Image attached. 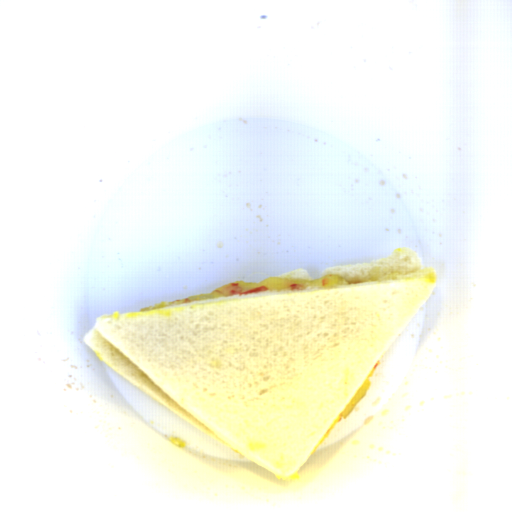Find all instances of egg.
Returning a JSON list of instances; mask_svg holds the SVG:
<instances>
[{
    "label": "egg",
    "mask_w": 512,
    "mask_h": 512,
    "mask_svg": "<svg viewBox=\"0 0 512 512\" xmlns=\"http://www.w3.org/2000/svg\"><path fill=\"white\" fill-rule=\"evenodd\" d=\"M233 283H238L244 293L255 287H266L268 288L267 291H292V284L303 285L302 290H310L316 287L343 286L349 284V280L333 273L316 279L269 276L261 282H243L239 280Z\"/></svg>",
    "instance_id": "egg-1"
},
{
    "label": "egg",
    "mask_w": 512,
    "mask_h": 512,
    "mask_svg": "<svg viewBox=\"0 0 512 512\" xmlns=\"http://www.w3.org/2000/svg\"><path fill=\"white\" fill-rule=\"evenodd\" d=\"M375 373V368H372L371 371L368 373V375L366 376V378L363 380V382L361 383V385L358 387V389L355 391V393L353 394V396L350 398V400L348 401V403L345 405V407L343 408V410L340 412V414L338 415V417L335 419V421L333 422V424L330 426V428L327 430V432L325 433V435L322 437V439L320 440V442L317 444L320 445L326 438L327 436L330 434V432L332 431L333 427L335 426V424L343 419H345L350 413L351 411L362 401V399L366 396L369 388H370V385H371V381H370V378L374 375ZM316 446V447H317Z\"/></svg>",
    "instance_id": "egg-2"
},
{
    "label": "egg",
    "mask_w": 512,
    "mask_h": 512,
    "mask_svg": "<svg viewBox=\"0 0 512 512\" xmlns=\"http://www.w3.org/2000/svg\"><path fill=\"white\" fill-rule=\"evenodd\" d=\"M228 284H230V283H228ZM228 284H225V285L215 288L211 293H208L205 295L187 297V298L190 300V302H193V301H205V300H210V299H214V298L224 297V296H226L225 288Z\"/></svg>",
    "instance_id": "egg-3"
},
{
    "label": "egg",
    "mask_w": 512,
    "mask_h": 512,
    "mask_svg": "<svg viewBox=\"0 0 512 512\" xmlns=\"http://www.w3.org/2000/svg\"><path fill=\"white\" fill-rule=\"evenodd\" d=\"M185 299H176V300H173V301H170V302H166V303H162V304H153V305L141 308V312L142 311H147V310H152V309L163 308V307H167V306L174 305V304H183V301Z\"/></svg>",
    "instance_id": "egg-4"
}]
</instances>
